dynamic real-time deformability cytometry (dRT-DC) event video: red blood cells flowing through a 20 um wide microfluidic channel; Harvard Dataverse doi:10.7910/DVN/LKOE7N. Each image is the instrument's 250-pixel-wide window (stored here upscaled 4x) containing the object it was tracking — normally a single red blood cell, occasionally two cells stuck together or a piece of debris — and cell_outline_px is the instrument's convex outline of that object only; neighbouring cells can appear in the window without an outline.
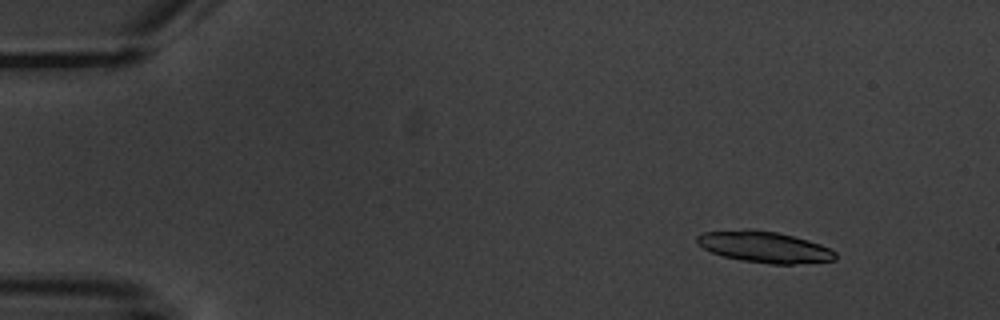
{"species": "common noctule bat (a hibernating species)", "species_latin": "Nyctalus noctula", "temperature_condition": "warm", "stored_images_in_passage": 4, "camera_frame_rate_fps": 3000, "um_per_image_px": 0.085, "animal": {"sex": "male", "body_mass_g": 20.1, "forearm_length_mm": 53.5}, "frame": {"image": 1, "passage_image": 2, "time_ms": 1.333, "image_size_px": [1000, 320], "cell_outline_px": [[836, 260], [792, 264], [772, 264], [740, 260], [724, 256], [712, 252], [696, 244], [696, 236], [704, 232], [744, 228], [752, 228], [776, 232], [808, 240], [820, 244], [836, 252]], "centroid_in_image_um": [64.94, 20.97], "position_along_channel_um": 20.1, "area_um2": 25.26}}
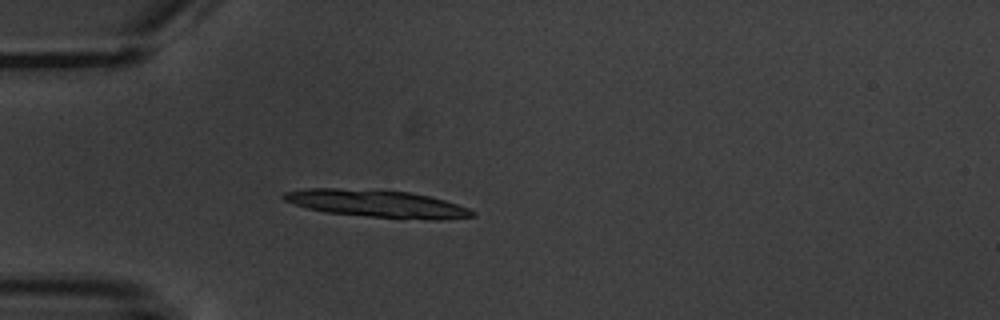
{"frame": {"image": 2, "passage_image": 4, "time_ms": 4.667, "image_size_px": [1000, 320], "cell_outline_px": [[476, 216], [440, 220], [400, 220], [324, 212], [308, 208], [284, 200], [280, 196], [284, 192], [308, 188], [336, 188], [412, 192], [444, 200], [468, 208], [476, 212]], "centroid_in_image_um": [32.08, 17.34], "position_along_channel_um": 52.9, "area_um2": 30.52}}